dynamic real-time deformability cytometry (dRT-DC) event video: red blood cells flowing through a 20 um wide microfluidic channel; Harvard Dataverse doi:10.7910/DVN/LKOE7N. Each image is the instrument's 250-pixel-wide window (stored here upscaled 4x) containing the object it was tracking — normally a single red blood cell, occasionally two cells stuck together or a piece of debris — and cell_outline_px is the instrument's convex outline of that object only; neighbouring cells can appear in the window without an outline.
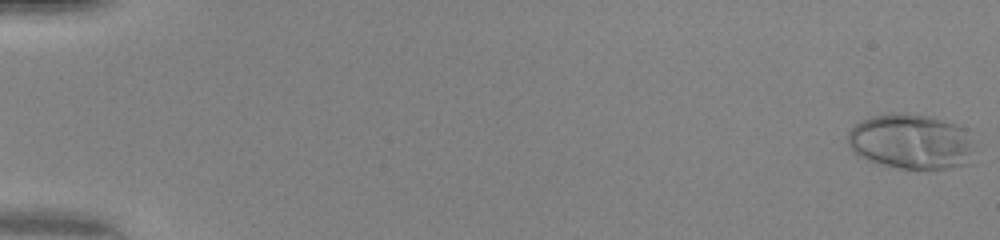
{"species": "human", "species_latin": "Homo sapiens", "temperature_condition": "warm", "stored_images_in_passage": 51, "camera_frame_rate_fps": 3000, "um_per_image_px": 0.085, "donor": {"sex": "female"}, "frame": {"image": 1, "passage_image": 1, "time_ms": 0.0, "image_size_px": [1000, 240], "cell_outline_px": [[980, 144], [972, 164], [944, 168], [896, 168], [880, 164], [868, 160], [860, 156], [848, 144], [848, 132], [856, 124], [872, 116], [892, 112], [904, 112], [932, 116], [956, 124], [964, 128]], "centroid_in_image_um": [77.58, 12.03], "position_along_channel_um": 7.4, "area_um2": 41.79}}